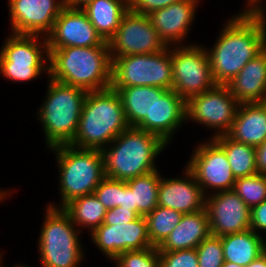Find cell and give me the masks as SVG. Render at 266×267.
Returning <instances> with one entry per match:
<instances>
[{"label":"cell","mask_w":266,"mask_h":267,"mask_svg":"<svg viewBox=\"0 0 266 267\" xmlns=\"http://www.w3.org/2000/svg\"><path fill=\"white\" fill-rule=\"evenodd\" d=\"M262 4L252 12L242 11L232 16L213 47L207 49L216 84L227 85L266 48V4Z\"/></svg>","instance_id":"1"},{"label":"cell","mask_w":266,"mask_h":267,"mask_svg":"<svg viewBox=\"0 0 266 267\" xmlns=\"http://www.w3.org/2000/svg\"><path fill=\"white\" fill-rule=\"evenodd\" d=\"M48 77L87 92L111 87L109 46L48 48Z\"/></svg>","instance_id":"2"},{"label":"cell","mask_w":266,"mask_h":267,"mask_svg":"<svg viewBox=\"0 0 266 267\" xmlns=\"http://www.w3.org/2000/svg\"><path fill=\"white\" fill-rule=\"evenodd\" d=\"M167 145L156 134L128 127L101 150L105 177L128 181L157 170L155 158Z\"/></svg>","instance_id":"3"},{"label":"cell","mask_w":266,"mask_h":267,"mask_svg":"<svg viewBox=\"0 0 266 267\" xmlns=\"http://www.w3.org/2000/svg\"><path fill=\"white\" fill-rule=\"evenodd\" d=\"M128 127L121 99L116 90L110 87L88 92L75 137L70 145L102 150Z\"/></svg>","instance_id":"4"},{"label":"cell","mask_w":266,"mask_h":267,"mask_svg":"<svg viewBox=\"0 0 266 267\" xmlns=\"http://www.w3.org/2000/svg\"><path fill=\"white\" fill-rule=\"evenodd\" d=\"M55 152L59 171L60 204H48L63 208L68 202L93 194L105 178L104 160L99 149L78 148L70 144L50 148Z\"/></svg>","instance_id":"5"},{"label":"cell","mask_w":266,"mask_h":267,"mask_svg":"<svg viewBox=\"0 0 266 267\" xmlns=\"http://www.w3.org/2000/svg\"><path fill=\"white\" fill-rule=\"evenodd\" d=\"M48 81L47 94L36 118L42 124L46 145L50 149L73 141L88 92L50 78Z\"/></svg>","instance_id":"6"},{"label":"cell","mask_w":266,"mask_h":267,"mask_svg":"<svg viewBox=\"0 0 266 267\" xmlns=\"http://www.w3.org/2000/svg\"><path fill=\"white\" fill-rule=\"evenodd\" d=\"M46 209L37 245L41 266H80L84 258V249L79 240L81 229H76L62 208L47 205Z\"/></svg>","instance_id":"7"},{"label":"cell","mask_w":266,"mask_h":267,"mask_svg":"<svg viewBox=\"0 0 266 267\" xmlns=\"http://www.w3.org/2000/svg\"><path fill=\"white\" fill-rule=\"evenodd\" d=\"M47 66L49 50L46 37L11 33L0 49V74L15 83L34 80L44 71L49 74Z\"/></svg>","instance_id":"8"},{"label":"cell","mask_w":266,"mask_h":267,"mask_svg":"<svg viewBox=\"0 0 266 267\" xmlns=\"http://www.w3.org/2000/svg\"><path fill=\"white\" fill-rule=\"evenodd\" d=\"M111 61V87H173L171 46L160 52L125 55Z\"/></svg>","instance_id":"9"},{"label":"cell","mask_w":266,"mask_h":267,"mask_svg":"<svg viewBox=\"0 0 266 267\" xmlns=\"http://www.w3.org/2000/svg\"><path fill=\"white\" fill-rule=\"evenodd\" d=\"M172 89L185 101L213 88L207 48L199 44L171 46Z\"/></svg>","instance_id":"10"},{"label":"cell","mask_w":266,"mask_h":267,"mask_svg":"<svg viewBox=\"0 0 266 267\" xmlns=\"http://www.w3.org/2000/svg\"><path fill=\"white\" fill-rule=\"evenodd\" d=\"M239 104L227 85L216 84L186 101V119L215 130L213 139L229 132Z\"/></svg>","instance_id":"11"},{"label":"cell","mask_w":266,"mask_h":267,"mask_svg":"<svg viewBox=\"0 0 266 267\" xmlns=\"http://www.w3.org/2000/svg\"><path fill=\"white\" fill-rule=\"evenodd\" d=\"M186 167L192 172L206 197L209 189L210 194L233 190L236 178L225 151L213 139L194 148Z\"/></svg>","instance_id":"12"},{"label":"cell","mask_w":266,"mask_h":267,"mask_svg":"<svg viewBox=\"0 0 266 267\" xmlns=\"http://www.w3.org/2000/svg\"><path fill=\"white\" fill-rule=\"evenodd\" d=\"M108 45L110 58L155 53L168 47L158 35L148 15L138 14L130 9L123 16Z\"/></svg>","instance_id":"13"},{"label":"cell","mask_w":266,"mask_h":267,"mask_svg":"<svg viewBox=\"0 0 266 267\" xmlns=\"http://www.w3.org/2000/svg\"><path fill=\"white\" fill-rule=\"evenodd\" d=\"M11 32L47 37L65 7L64 0H8Z\"/></svg>","instance_id":"14"},{"label":"cell","mask_w":266,"mask_h":267,"mask_svg":"<svg viewBox=\"0 0 266 267\" xmlns=\"http://www.w3.org/2000/svg\"><path fill=\"white\" fill-rule=\"evenodd\" d=\"M90 236L92 243L110 260L126 251L153 247L148 237L147 221L144 216L127 223L115 225L102 223L90 233Z\"/></svg>","instance_id":"15"},{"label":"cell","mask_w":266,"mask_h":267,"mask_svg":"<svg viewBox=\"0 0 266 267\" xmlns=\"http://www.w3.org/2000/svg\"><path fill=\"white\" fill-rule=\"evenodd\" d=\"M205 208L211 235L223 237L250 229L251 209L233 190L209 194Z\"/></svg>","instance_id":"16"},{"label":"cell","mask_w":266,"mask_h":267,"mask_svg":"<svg viewBox=\"0 0 266 267\" xmlns=\"http://www.w3.org/2000/svg\"><path fill=\"white\" fill-rule=\"evenodd\" d=\"M48 48L109 46L81 8L65 6L46 37Z\"/></svg>","instance_id":"17"},{"label":"cell","mask_w":266,"mask_h":267,"mask_svg":"<svg viewBox=\"0 0 266 267\" xmlns=\"http://www.w3.org/2000/svg\"><path fill=\"white\" fill-rule=\"evenodd\" d=\"M184 177H161L158 205L183 214L195 213L205 208L206 196L192 172L185 166Z\"/></svg>","instance_id":"18"},{"label":"cell","mask_w":266,"mask_h":267,"mask_svg":"<svg viewBox=\"0 0 266 267\" xmlns=\"http://www.w3.org/2000/svg\"><path fill=\"white\" fill-rule=\"evenodd\" d=\"M200 0H181L148 15L167 46L183 45L195 19Z\"/></svg>","instance_id":"19"},{"label":"cell","mask_w":266,"mask_h":267,"mask_svg":"<svg viewBox=\"0 0 266 267\" xmlns=\"http://www.w3.org/2000/svg\"><path fill=\"white\" fill-rule=\"evenodd\" d=\"M116 90L124 109L129 127H137L151 133V112L156 97L168 90L153 86L111 87Z\"/></svg>","instance_id":"20"},{"label":"cell","mask_w":266,"mask_h":267,"mask_svg":"<svg viewBox=\"0 0 266 267\" xmlns=\"http://www.w3.org/2000/svg\"><path fill=\"white\" fill-rule=\"evenodd\" d=\"M227 86L240 104L266 102V48L250 60Z\"/></svg>","instance_id":"21"},{"label":"cell","mask_w":266,"mask_h":267,"mask_svg":"<svg viewBox=\"0 0 266 267\" xmlns=\"http://www.w3.org/2000/svg\"><path fill=\"white\" fill-rule=\"evenodd\" d=\"M186 110V101L173 89L162 97H156L151 112V133L158 135L169 145L177 129L187 122Z\"/></svg>","instance_id":"22"},{"label":"cell","mask_w":266,"mask_h":267,"mask_svg":"<svg viewBox=\"0 0 266 267\" xmlns=\"http://www.w3.org/2000/svg\"><path fill=\"white\" fill-rule=\"evenodd\" d=\"M226 135L239 143L261 145L266 140V102L239 104Z\"/></svg>","instance_id":"23"},{"label":"cell","mask_w":266,"mask_h":267,"mask_svg":"<svg viewBox=\"0 0 266 267\" xmlns=\"http://www.w3.org/2000/svg\"><path fill=\"white\" fill-rule=\"evenodd\" d=\"M210 235L209 216L204 208L195 213L183 214L179 224L157 249L158 251L195 249Z\"/></svg>","instance_id":"24"},{"label":"cell","mask_w":266,"mask_h":267,"mask_svg":"<svg viewBox=\"0 0 266 267\" xmlns=\"http://www.w3.org/2000/svg\"><path fill=\"white\" fill-rule=\"evenodd\" d=\"M81 9L102 39L108 42L116 33L121 20L129 10L127 0H91Z\"/></svg>","instance_id":"25"},{"label":"cell","mask_w":266,"mask_h":267,"mask_svg":"<svg viewBox=\"0 0 266 267\" xmlns=\"http://www.w3.org/2000/svg\"><path fill=\"white\" fill-rule=\"evenodd\" d=\"M224 261L246 267L266 251V238L248 229L221 237Z\"/></svg>","instance_id":"26"},{"label":"cell","mask_w":266,"mask_h":267,"mask_svg":"<svg viewBox=\"0 0 266 267\" xmlns=\"http://www.w3.org/2000/svg\"><path fill=\"white\" fill-rule=\"evenodd\" d=\"M62 209L78 229L83 227L89 229L90 233L104 222L108 210L94 193L78 197L68 202Z\"/></svg>","instance_id":"27"},{"label":"cell","mask_w":266,"mask_h":267,"mask_svg":"<svg viewBox=\"0 0 266 267\" xmlns=\"http://www.w3.org/2000/svg\"><path fill=\"white\" fill-rule=\"evenodd\" d=\"M213 140L225 151L233 176L237 178L257 174L255 147L239 143L227 135H220Z\"/></svg>","instance_id":"28"},{"label":"cell","mask_w":266,"mask_h":267,"mask_svg":"<svg viewBox=\"0 0 266 267\" xmlns=\"http://www.w3.org/2000/svg\"><path fill=\"white\" fill-rule=\"evenodd\" d=\"M161 175L158 170L126 181L132 190L133 206L139 216H146L158 206Z\"/></svg>","instance_id":"29"},{"label":"cell","mask_w":266,"mask_h":267,"mask_svg":"<svg viewBox=\"0 0 266 267\" xmlns=\"http://www.w3.org/2000/svg\"><path fill=\"white\" fill-rule=\"evenodd\" d=\"M182 216L183 213L179 211L159 205L151 213L147 214L145 219L151 245L158 247L179 224Z\"/></svg>","instance_id":"30"},{"label":"cell","mask_w":266,"mask_h":267,"mask_svg":"<svg viewBox=\"0 0 266 267\" xmlns=\"http://www.w3.org/2000/svg\"><path fill=\"white\" fill-rule=\"evenodd\" d=\"M233 191L251 209L266 200V176L257 173L252 176L237 178Z\"/></svg>","instance_id":"31"},{"label":"cell","mask_w":266,"mask_h":267,"mask_svg":"<svg viewBox=\"0 0 266 267\" xmlns=\"http://www.w3.org/2000/svg\"><path fill=\"white\" fill-rule=\"evenodd\" d=\"M112 261H115L116 267H160L157 247L126 251Z\"/></svg>","instance_id":"32"},{"label":"cell","mask_w":266,"mask_h":267,"mask_svg":"<svg viewBox=\"0 0 266 267\" xmlns=\"http://www.w3.org/2000/svg\"><path fill=\"white\" fill-rule=\"evenodd\" d=\"M198 267H221L224 262L221 237L210 235L197 247Z\"/></svg>","instance_id":"33"},{"label":"cell","mask_w":266,"mask_h":267,"mask_svg":"<svg viewBox=\"0 0 266 267\" xmlns=\"http://www.w3.org/2000/svg\"><path fill=\"white\" fill-rule=\"evenodd\" d=\"M94 194L107 209L120 206L122 181L105 177L94 190Z\"/></svg>","instance_id":"34"},{"label":"cell","mask_w":266,"mask_h":267,"mask_svg":"<svg viewBox=\"0 0 266 267\" xmlns=\"http://www.w3.org/2000/svg\"><path fill=\"white\" fill-rule=\"evenodd\" d=\"M160 267H198V254L195 249L158 251Z\"/></svg>","instance_id":"35"},{"label":"cell","mask_w":266,"mask_h":267,"mask_svg":"<svg viewBox=\"0 0 266 267\" xmlns=\"http://www.w3.org/2000/svg\"><path fill=\"white\" fill-rule=\"evenodd\" d=\"M178 1L181 0H130L129 9L138 14L149 15Z\"/></svg>","instance_id":"36"},{"label":"cell","mask_w":266,"mask_h":267,"mask_svg":"<svg viewBox=\"0 0 266 267\" xmlns=\"http://www.w3.org/2000/svg\"><path fill=\"white\" fill-rule=\"evenodd\" d=\"M138 217L139 215L135 211L117 206L107 210L103 224L115 225L127 223L136 220Z\"/></svg>","instance_id":"37"},{"label":"cell","mask_w":266,"mask_h":267,"mask_svg":"<svg viewBox=\"0 0 266 267\" xmlns=\"http://www.w3.org/2000/svg\"><path fill=\"white\" fill-rule=\"evenodd\" d=\"M250 229L259 235L261 230L266 233V200L251 208Z\"/></svg>","instance_id":"38"},{"label":"cell","mask_w":266,"mask_h":267,"mask_svg":"<svg viewBox=\"0 0 266 267\" xmlns=\"http://www.w3.org/2000/svg\"><path fill=\"white\" fill-rule=\"evenodd\" d=\"M257 172L266 176V140L255 147Z\"/></svg>","instance_id":"39"},{"label":"cell","mask_w":266,"mask_h":267,"mask_svg":"<svg viewBox=\"0 0 266 267\" xmlns=\"http://www.w3.org/2000/svg\"><path fill=\"white\" fill-rule=\"evenodd\" d=\"M120 206L122 208L135 211V206H133L132 190L127 186L126 181H122V198Z\"/></svg>","instance_id":"40"},{"label":"cell","mask_w":266,"mask_h":267,"mask_svg":"<svg viewBox=\"0 0 266 267\" xmlns=\"http://www.w3.org/2000/svg\"><path fill=\"white\" fill-rule=\"evenodd\" d=\"M246 267H266V251Z\"/></svg>","instance_id":"41"},{"label":"cell","mask_w":266,"mask_h":267,"mask_svg":"<svg viewBox=\"0 0 266 267\" xmlns=\"http://www.w3.org/2000/svg\"><path fill=\"white\" fill-rule=\"evenodd\" d=\"M91 0H64L65 6L72 8H81Z\"/></svg>","instance_id":"42"},{"label":"cell","mask_w":266,"mask_h":267,"mask_svg":"<svg viewBox=\"0 0 266 267\" xmlns=\"http://www.w3.org/2000/svg\"><path fill=\"white\" fill-rule=\"evenodd\" d=\"M263 0H248L247 3V9L244 7V11H253Z\"/></svg>","instance_id":"43"},{"label":"cell","mask_w":266,"mask_h":267,"mask_svg":"<svg viewBox=\"0 0 266 267\" xmlns=\"http://www.w3.org/2000/svg\"><path fill=\"white\" fill-rule=\"evenodd\" d=\"M11 190L9 191H6L5 189L4 190H1L0 188V203L4 200V199H7V197H9L11 194H10ZM9 195V196H8Z\"/></svg>","instance_id":"44"},{"label":"cell","mask_w":266,"mask_h":267,"mask_svg":"<svg viewBox=\"0 0 266 267\" xmlns=\"http://www.w3.org/2000/svg\"><path fill=\"white\" fill-rule=\"evenodd\" d=\"M221 267H243V266H240L238 264H235L229 261H224Z\"/></svg>","instance_id":"45"},{"label":"cell","mask_w":266,"mask_h":267,"mask_svg":"<svg viewBox=\"0 0 266 267\" xmlns=\"http://www.w3.org/2000/svg\"><path fill=\"white\" fill-rule=\"evenodd\" d=\"M2 254H3V253H0V267H3V266H2V262H1V261H3V260H2V258H3V255H2ZM11 267H31V266H27V265H23V264H21V265H19V264L16 265V264H15V266H11Z\"/></svg>","instance_id":"46"}]
</instances>
